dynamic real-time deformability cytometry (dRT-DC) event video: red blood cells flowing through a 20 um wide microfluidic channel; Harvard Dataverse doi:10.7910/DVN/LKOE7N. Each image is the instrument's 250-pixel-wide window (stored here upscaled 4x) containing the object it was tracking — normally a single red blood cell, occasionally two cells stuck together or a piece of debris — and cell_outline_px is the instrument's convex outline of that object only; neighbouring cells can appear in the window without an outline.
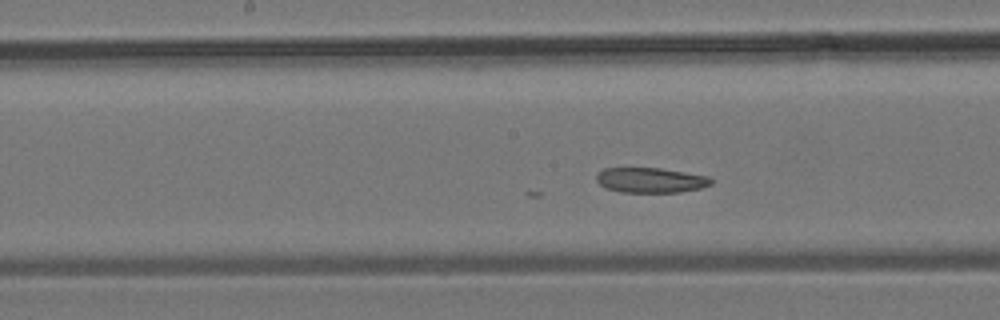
{"species": "common noctule bat (a hibernating species)", "species_latin": "Nyctalus noctula", "temperature_condition": "room temperature", "stored_images_in_passage": 37, "camera_frame_rate_fps": 3000, "um_per_image_px": 0.085, "animal": {"sex": "male", "body_mass_g": 19.2, "forearm_length_mm": 51.8}, "frame": {"image": 1, "passage_image": 17, "time_ms": 5.333, "image_size_px": [1000, 320], "cell_outline_px": [[712, 184], [700, 188], [680, 192], [620, 192], [608, 188], [600, 184], [596, 180], [596, 172], [604, 168], [660, 168], [708, 176], [712, 180]], "centroid_in_image_um": [55.28, 15.31], "position_along_channel_um": 192.9, "area_um2": 16.7}}
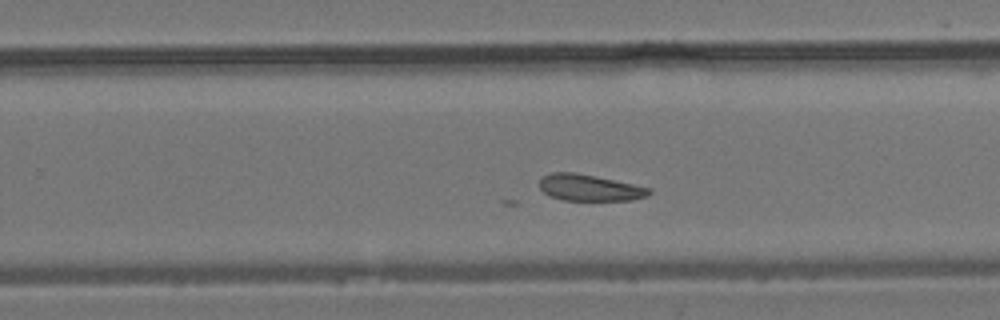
{"frame": {"image": 2, "passage_image": 22, "time_ms": 7.0, "image_size_px": [1000, 320], "cell_outline_px": [[652, 192], [648, 196], [632, 200], [564, 200], [548, 196], [540, 188], [540, 180], [544, 176], [552, 172], [576, 172], [596, 176], [652, 188]], "centroid_in_image_um": [50.13, 15.95], "position_along_channel_um": 279.7, "area_um2": 16.94}}